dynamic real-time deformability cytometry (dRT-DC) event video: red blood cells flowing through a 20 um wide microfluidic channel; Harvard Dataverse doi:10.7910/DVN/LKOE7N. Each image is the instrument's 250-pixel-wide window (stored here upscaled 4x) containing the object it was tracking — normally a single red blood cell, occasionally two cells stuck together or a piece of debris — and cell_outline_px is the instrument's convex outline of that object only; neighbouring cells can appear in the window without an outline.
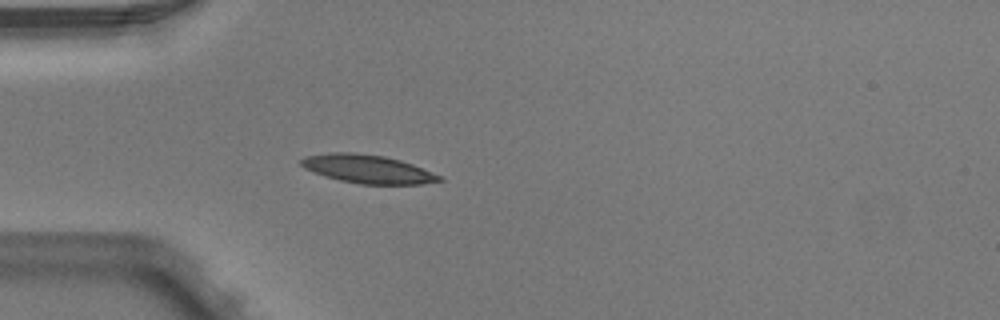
{"species": "Egyptian fruit bat (a non-hibernating species)", "species_latin": "Rousettus aegyptiacus", "temperature_condition": "warm", "stored_images_in_passage": 5, "camera_frame_rate_fps": 3000, "um_per_image_px": 0.085, "animal": {"sex": "male"}, "frame": {"image": 1, "passage_image": 5, "time_ms": 1.333, "image_size_px": [1000, 320], "cell_outline_px": [[444, 180], [424, 184], [360, 184], [340, 180], [324, 176], [304, 168], [300, 164], [300, 160], [308, 156], [332, 152], [352, 152], [384, 156], [400, 160], [412, 164], [440, 176]], "centroid_in_image_um": [31.24, 14.37], "position_along_channel_um": 53.8, "area_um2": 22.66}}